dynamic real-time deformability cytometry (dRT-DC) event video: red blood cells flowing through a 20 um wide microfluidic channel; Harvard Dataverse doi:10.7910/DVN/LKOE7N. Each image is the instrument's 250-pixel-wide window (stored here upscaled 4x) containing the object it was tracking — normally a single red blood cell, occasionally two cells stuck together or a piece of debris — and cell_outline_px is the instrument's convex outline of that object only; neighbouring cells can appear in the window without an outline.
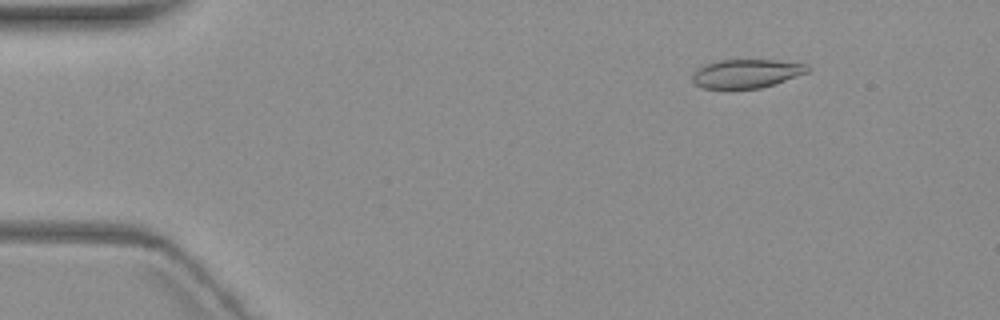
{"species": "common noctule bat (a hibernating species)", "species_latin": "Nyctalus noctula", "temperature_condition": "warm", "stored_images_in_passage": 2, "camera_frame_rate_fps": 3000, "um_per_image_px": 0.085, "animal": {"sex": "female", "body_mass_g": 19.3, "forearm_length_mm": 54.1}, "frame": {"image": 1, "passage_image": 2, "time_ms": 1.667, "image_size_px": [1000, 320], "cell_outline_px": [[812, 68], [808, 72], [760, 88], [704, 88], [696, 84], [692, 80], [692, 76], [704, 64], [720, 60], [776, 60], [808, 64]], "centroid_in_image_um": [63.48, 6.24], "position_along_channel_um": 21.5, "area_um2": 18.96}}